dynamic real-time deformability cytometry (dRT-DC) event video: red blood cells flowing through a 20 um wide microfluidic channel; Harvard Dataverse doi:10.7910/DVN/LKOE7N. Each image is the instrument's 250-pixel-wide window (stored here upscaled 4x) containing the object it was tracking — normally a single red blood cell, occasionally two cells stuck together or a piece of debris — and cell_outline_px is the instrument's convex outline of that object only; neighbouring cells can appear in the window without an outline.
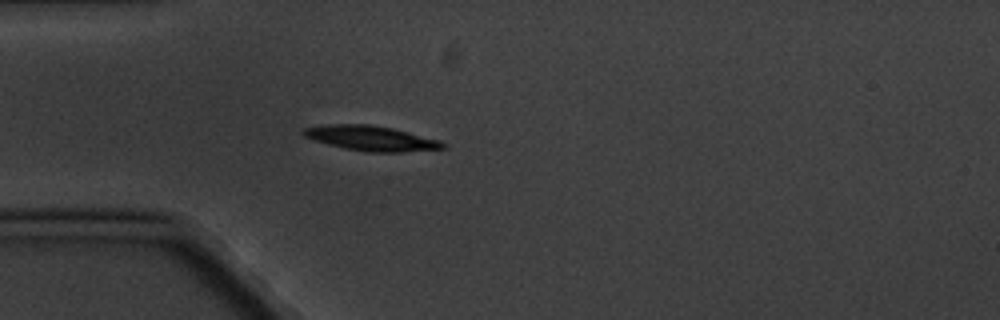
{"species": "common noctule bat (a hibernating species)", "species_latin": "Nyctalus noctula", "temperature_condition": "cold", "stored_images_in_passage": 4, "camera_frame_rate_fps": 3000, "um_per_image_px": 0.085, "animal": {"sex": "male", "body_mass_g": 20.1, "forearm_length_mm": 53.5}, "frame": {"image": 1, "passage_image": 4, "time_ms": 3.333, "image_size_px": [1000, 320], "cell_outline_px": [[448, 148], [400, 152], [368, 152], [344, 148], [312, 140], [304, 136], [300, 132], [300, 128], [328, 124], [368, 124], [392, 128], [440, 140], [448, 144]], "centroid_in_image_um": [31.52, 11.75], "position_along_channel_um": 53.5, "area_um2": 20.46}}